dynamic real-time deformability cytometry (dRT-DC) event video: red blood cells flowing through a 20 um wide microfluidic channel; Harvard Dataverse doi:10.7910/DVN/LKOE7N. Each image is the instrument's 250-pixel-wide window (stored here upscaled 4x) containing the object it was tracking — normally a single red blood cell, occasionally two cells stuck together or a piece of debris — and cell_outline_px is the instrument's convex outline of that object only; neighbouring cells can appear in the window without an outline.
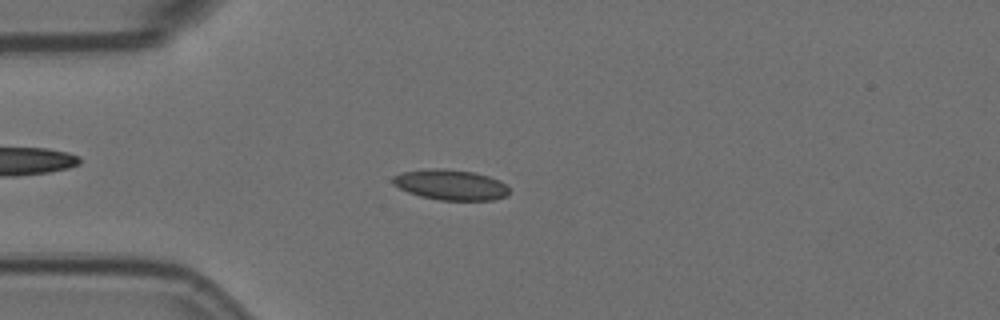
{"species": "Egyptian fruit bat (a non-hibernating species)", "species_latin": "Rousettus aegyptiacus", "temperature_condition": "room temperature", "stored_images_in_passage": 56, "camera_frame_rate_fps": 3000, "um_per_image_px": 0.085, "animal": {"sex": "female"}, "frame": {"image": 1, "passage_image": 14, "time_ms": 4.333, "image_size_px": [1000, 320], "cell_outline_px": [[508, 196], [492, 200], [440, 200], [420, 196], [408, 192], [392, 184], [392, 176], [400, 172], [432, 168], [440, 168], [472, 172], [488, 176], [500, 180], [508, 188]], "centroid_in_image_um": [38.27, 15.71], "position_along_channel_um": 46.7, "area_um2": 20.63}}
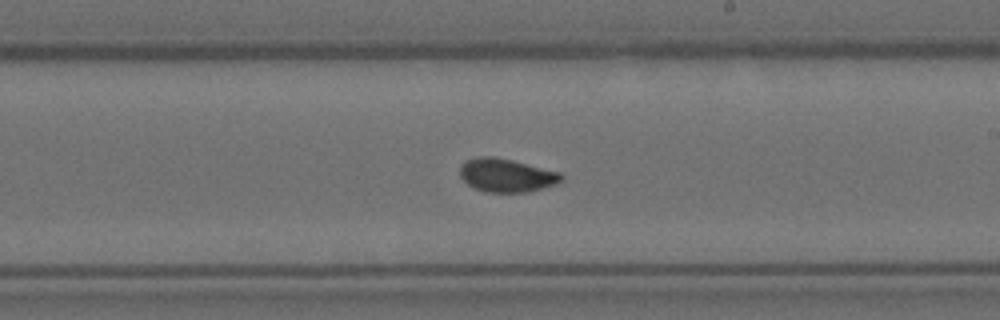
{"frame": {"image": 2, "passage_image": 32, "time_ms": 10.333, "image_size_px": [1000, 320], "cell_outline_px": [[564, 180], [556, 184], [528, 192], [484, 192], [472, 188], [460, 176], [460, 164], [464, 160], [480, 156], [496, 156], [560, 172], [564, 176]], "centroid_in_image_um": [43.03, 14.89], "position_along_channel_um": 246.0, "area_um2": 20.0}}
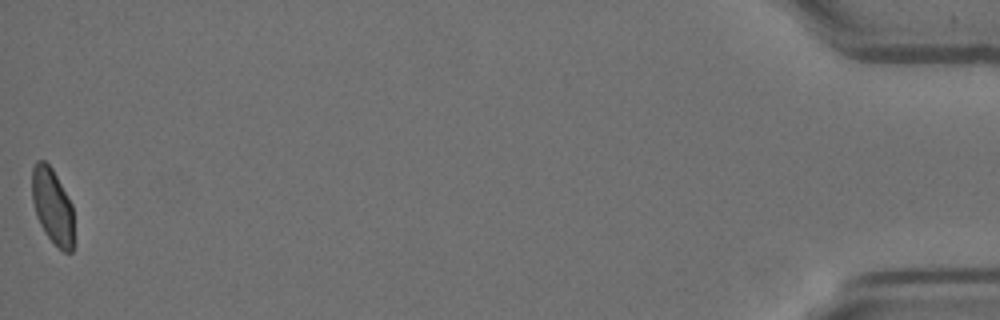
{"frame": {"image": 3, "passage_image": 56, "time_ms": 18.333, "image_size_px": [1000, 320], "cell_outline_px": [[72, 252], [64, 252], [44, 232], [36, 216], [32, 200], [32, 168], [36, 160], [44, 160], [52, 168], [72, 204]], "centroid_in_image_um": [4.43, 17.48], "position_along_channel_um": 430.8, "area_um2": 18.15}, "authors_computed_cell_mechanics": {"area_um2": 19.5364, "velocity_mm_per_s": 3.559, "shape_relaxation_time_tau1_ms": 5.2816, "shape_relaxation_time_tau2_ms": 0.8488, "deformation_change_tau1": 0.1198, "deformation_change_tau2": 0.0501}}